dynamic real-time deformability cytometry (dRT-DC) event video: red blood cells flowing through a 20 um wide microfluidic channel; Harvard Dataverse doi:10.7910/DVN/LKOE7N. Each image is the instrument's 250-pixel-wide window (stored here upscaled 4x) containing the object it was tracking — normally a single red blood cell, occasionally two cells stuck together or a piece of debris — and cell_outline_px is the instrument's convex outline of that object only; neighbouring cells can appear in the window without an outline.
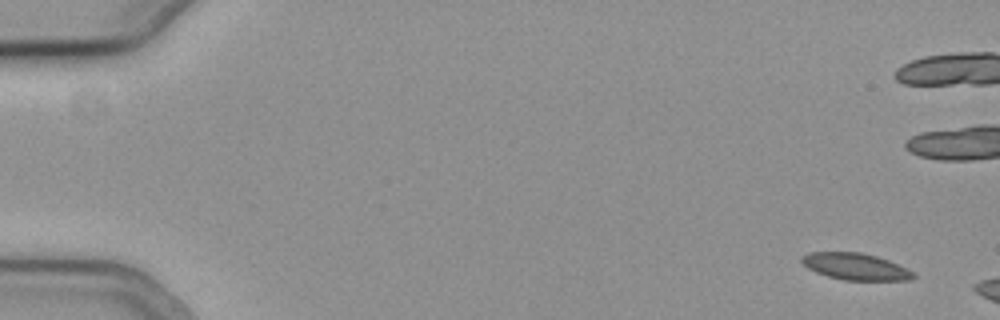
{"species": "common noctule bat (a hibernating species)", "species_latin": "Nyctalus noctula", "temperature_condition": "cold", "stored_images_in_passage": 7, "camera_frame_rate_fps": 3000, "um_per_image_px": 0.085, "animal": {"sex": "female", "body_mass_g": 19.3, "forearm_length_mm": 54.1}, "frame": {"image": 1, "passage_image": 1, "time_ms": 0.0, "image_size_px": [1000, 320], "cell_outline_px": [[916, 276], [912, 280], [844, 280], [828, 276], [816, 272], [808, 268], [800, 260], [800, 256], [808, 252], [860, 252], [876, 256], [888, 260], [912, 272]], "centroid_in_image_um": [72.67, 22.65], "position_along_channel_um": 12.3, "area_um2": 17.22}}